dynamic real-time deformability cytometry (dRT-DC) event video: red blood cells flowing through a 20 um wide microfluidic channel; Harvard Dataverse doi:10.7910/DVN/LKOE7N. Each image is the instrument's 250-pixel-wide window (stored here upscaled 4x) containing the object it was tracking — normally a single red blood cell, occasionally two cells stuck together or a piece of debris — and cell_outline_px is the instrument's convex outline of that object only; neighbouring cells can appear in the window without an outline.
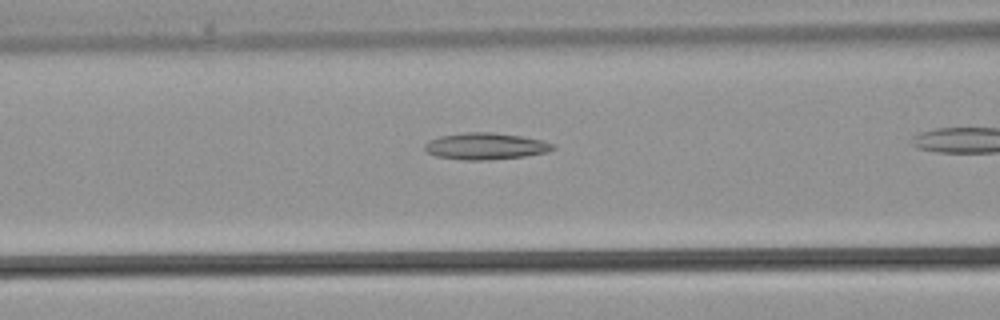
{"species": "common noctule bat (a hibernating species)", "species_latin": "Nyctalus noctula", "temperature_condition": "warm", "stored_images_in_passage": 21, "camera_frame_rate_fps": 3000, "um_per_image_px": 0.085, "animal": {"sex": "male", "body_mass_g": 21.5, "forearm_length_mm": 52.0}, "frame": {"image": 1, "passage_image": 7, "time_ms": 2.0, "image_size_px": [1000, 320], "cell_outline_px": [[556, 148], [548, 152], [524, 156], [488, 160], [464, 160], [436, 156], [428, 152], [424, 148], [424, 144], [428, 140], [440, 136], [464, 132], [492, 132], [520, 136], [544, 140], [556, 144]], "centroid_in_image_um": [41.3, 12.42], "position_along_channel_um": 125.3, "area_um2": 20.06}}